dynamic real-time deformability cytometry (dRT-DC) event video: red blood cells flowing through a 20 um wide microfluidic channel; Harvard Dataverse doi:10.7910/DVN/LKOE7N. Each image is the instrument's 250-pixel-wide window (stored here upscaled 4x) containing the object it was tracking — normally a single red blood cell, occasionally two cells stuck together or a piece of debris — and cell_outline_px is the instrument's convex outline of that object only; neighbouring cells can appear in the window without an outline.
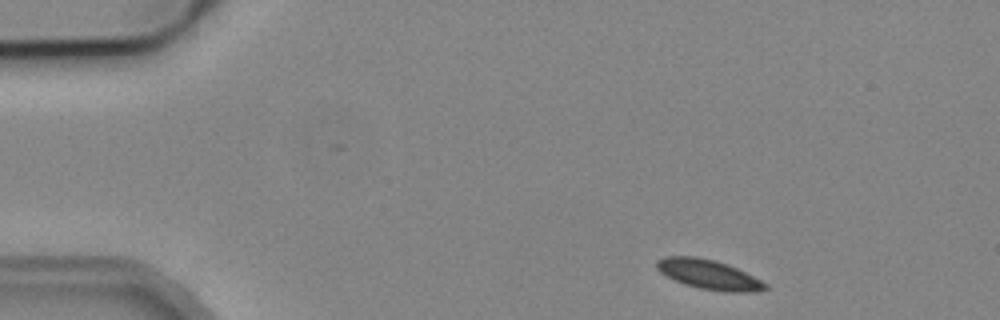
{"species": "common noctule bat (a hibernating species)", "species_latin": "Nyctalus noctula", "temperature_condition": "cold", "stored_images_in_passage": 5, "camera_frame_rate_fps": 3000, "um_per_image_px": 0.085, "animal": {"sex": "male", "body_mass_g": 19.2, "forearm_length_mm": 51.8}, "frame": {"image": 1, "passage_image": 1, "time_ms": 0.0, "image_size_px": [1000, 320], "cell_outline_px": [[768, 288], [756, 292], [724, 292], [700, 288], [684, 284], [660, 272], [656, 268], [656, 260], [664, 256], [696, 256], [728, 264], [768, 284]], "centroid_in_image_um": [60.23, 23.33], "position_along_channel_um": 24.8, "area_um2": 18.61}}
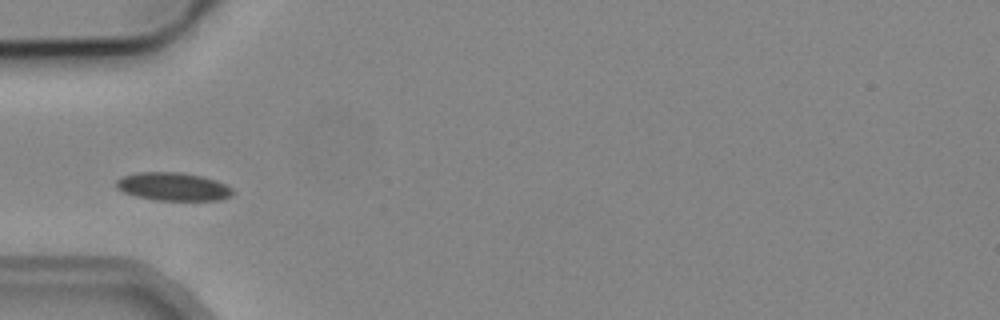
{"frame": {"image": 2, "passage_image": 3, "time_ms": 3.333, "image_size_px": [1000, 320], "cell_outline_px": [[232, 196], [220, 200], [156, 200], [136, 196], [124, 192], [116, 188], [116, 180], [124, 176], [136, 172], [180, 172], [200, 176], [216, 180], [232, 188]], "centroid_in_image_um": [14.7, 15.86], "position_along_channel_um": 70.3, "area_um2": 19.02}}